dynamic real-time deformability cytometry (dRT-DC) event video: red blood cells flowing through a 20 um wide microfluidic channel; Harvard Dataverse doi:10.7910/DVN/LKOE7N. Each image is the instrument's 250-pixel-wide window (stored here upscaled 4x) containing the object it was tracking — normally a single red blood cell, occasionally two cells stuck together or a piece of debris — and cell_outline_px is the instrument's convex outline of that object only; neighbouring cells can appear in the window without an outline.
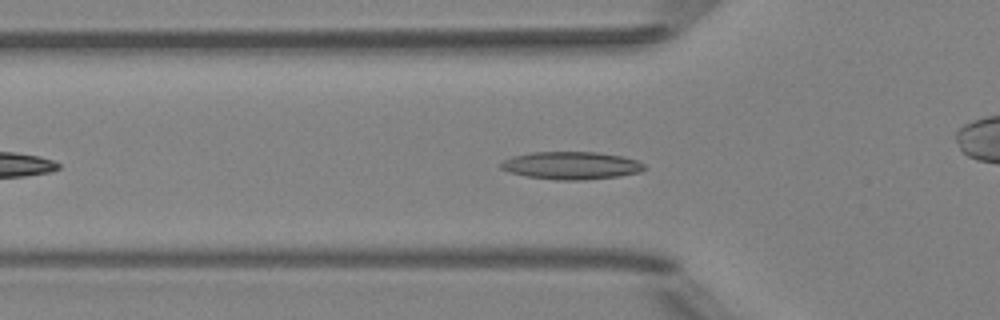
{"species": "Egyptian fruit bat (a non-hibernating species)", "species_latin": "Rousettus aegyptiacus", "temperature_condition": "room temperature", "stored_images_in_passage": 31, "camera_frame_rate_fps": 3000, "um_per_image_px": 0.085, "animal": {"sex": "female"}, "frame": {"image": 1, "passage_image": 3, "time_ms": 0.667, "image_size_px": [1000, 320], "cell_outline_px": [[648, 168], [640, 172], [620, 176], [580, 180], [556, 180], [524, 176], [508, 172], [500, 168], [500, 164], [504, 160], [512, 156], [532, 152], [596, 152], [624, 156], [640, 160]], "centroid_in_image_um": [48.59, 14.07], "position_along_channel_um": 77.2, "area_um2": 23.47}}
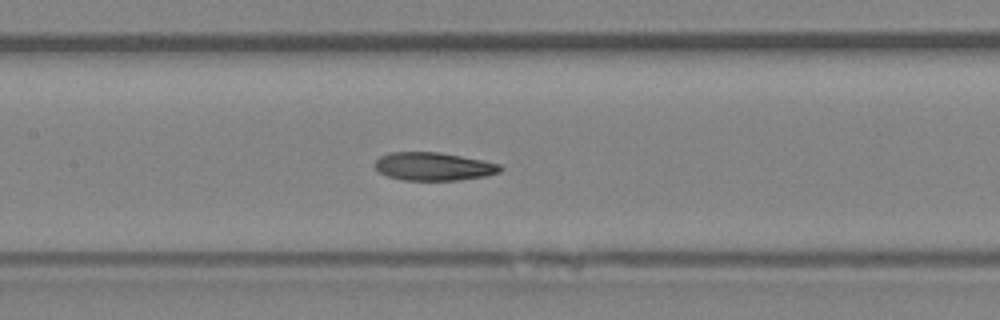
{"frame": {"image": 2, "passage_image": 10, "time_ms": 3.0, "image_size_px": [1000, 320], "cell_outline_px": [[504, 168], [500, 172], [484, 176], [460, 180], [400, 180], [388, 176], [380, 172], [376, 168], [376, 160], [380, 156], [392, 152], [440, 152], [500, 164]], "centroid_in_image_um": [36.86, 14.15], "position_along_channel_um": 170.5, "area_um2": 20.4}}
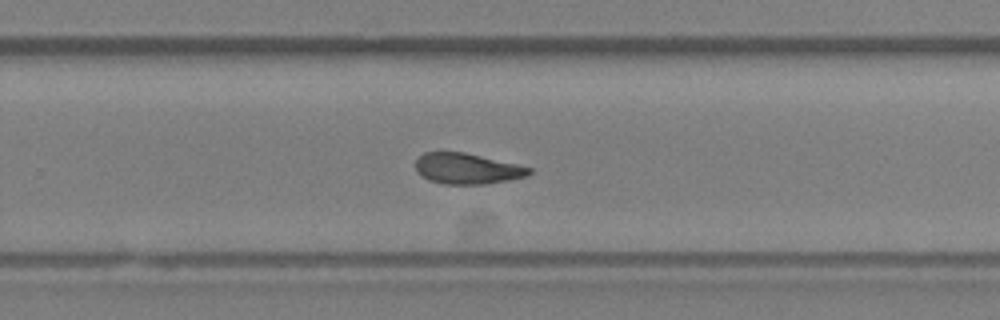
{"frame": {"image": 3, "passage_image": 19, "time_ms": 6.0, "image_size_px": [1000, 320], "cell_outline_px": [[532, 172], [528, 176], [488, 184], [444, 184], [428, 180], [420, 176], [416, 172], [416, 160], [424, 152], [464, 152], [516, 164], [532, 168]], "centroid_in_image_um": [39.69, 14.34], "position_along_channel_um": 290.1, "area_um2": 20.4}, "authors_computed_cell_mechanics": {"area_um2": 20.9236, "velocity_mm_per_s": 4.0005, "shape_relaxation_time_tau1_ms": 8.843, "shape_relaxation_time_tau2_ms": 3.3383, "deformation_change_tau1": 0.1872, "deformation_change_tau2": 0.104}}